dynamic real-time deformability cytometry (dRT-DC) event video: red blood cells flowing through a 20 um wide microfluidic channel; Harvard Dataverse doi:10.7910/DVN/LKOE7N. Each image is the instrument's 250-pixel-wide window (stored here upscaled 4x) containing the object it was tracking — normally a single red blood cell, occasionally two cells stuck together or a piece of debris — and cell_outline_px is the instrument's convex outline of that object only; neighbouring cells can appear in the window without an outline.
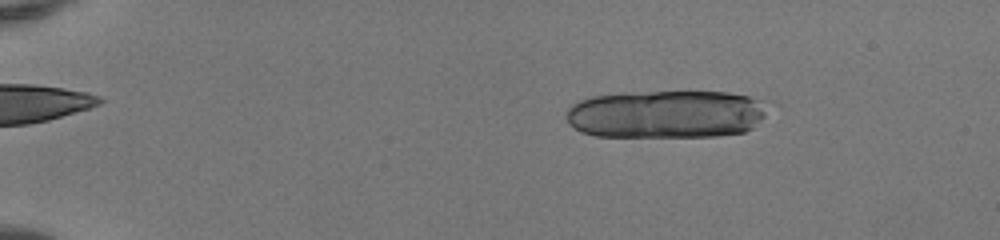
{"species": "human", "species_latin": "Homo sapiens", "temperature_condition": "room temperature", "stored_images_in_passage": 28, "camera_frame_rate_fps": 3000, "um_per_image_px": 0.085, "donor": {"sex": "female"}, "frame": {"image": 1, "passage_image": 9, "time_ms": 2.667, "image_size_px": [1000, 240], "cell_outline_px": [[772, 104], [764, 116], [752, 128], [744, 132], [716, 136], [596, 136], [580, 132], [568, 124], [568, 108], [572, 104], [580, 100], [592, 96], [652, 92], [728, 92], [772, 100]], "centroid_in_image_um": [56.73, 9.7], "position_along_channel_um": 28.3, "area_um2": 56.82}}
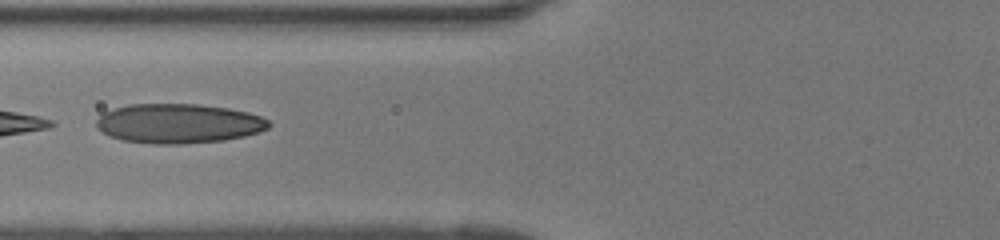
{"frame": {"image": 2, "passage_image": 23, "time_ms": 7.333, "image_size_px": [1000, 240], "cell_outline_px": [[272, 124], [268, 128], [260, 132], [244, 136], [224, 140], [184, 144], [156, 144], [120, 140], [96, 128], [96, 120], [104, 112], [128, 104], [200, 104], [228, 108], [248, 112], [260, 116], [268, 120]], "centroid_in_image_um": [15.19, 10.5], "position_along_channel_um": 110.6, "area_um2": 39.82}}